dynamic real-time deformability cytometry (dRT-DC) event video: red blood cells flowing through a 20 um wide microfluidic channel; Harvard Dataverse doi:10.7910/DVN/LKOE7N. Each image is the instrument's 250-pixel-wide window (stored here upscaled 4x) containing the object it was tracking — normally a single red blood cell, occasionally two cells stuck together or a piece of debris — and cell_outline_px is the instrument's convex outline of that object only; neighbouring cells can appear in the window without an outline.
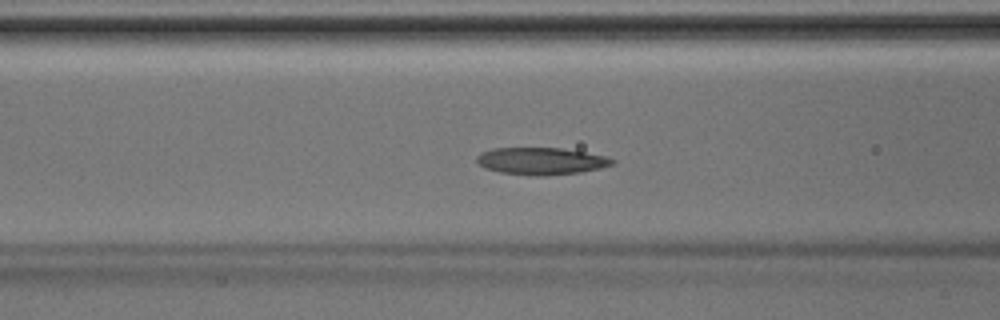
{"species": "Egyptian fruit bat (a non-hibernating species)", "species_latin": "Rousettus aegyptiacus", "temperature_condition": "room temperature", "stored_images_in_passage": 43, "camera_frame_rate_fps": 3000, "um_per_image_px": 0.085, "animal": {"sex": "male"}, "frame": {"image": 1, "passage_image": 17, "time_ms": 5.333, "image_size_px": [1000, 320], "cell_outline_px": [[616, 164], [600, 168], [580, 172], [540, 176], [536, 176], [500, 172], [484, 168], [476, 164], [476, 156], [480, 152], [492, 148], [560, 148], [584, 152], [604, 156], [616, 160]], "centroid_in_image_um": [45.95, 13.69], "position_along_channel_um": 120.6, "area_um2": 21.5}}
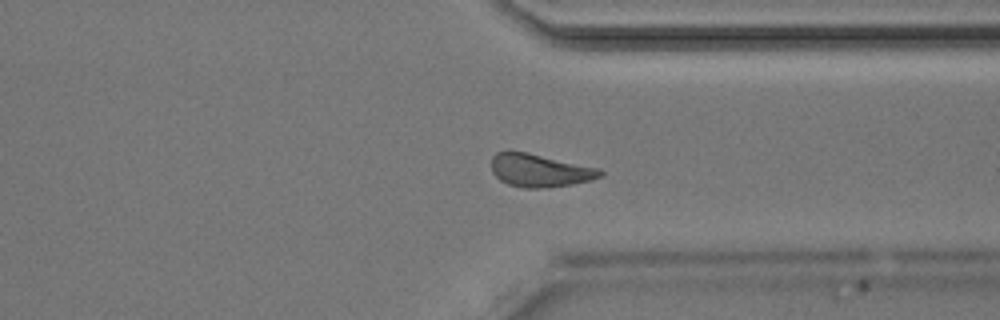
{"frame": {"image": 2, "passage_image": 33, "time_ms": 10.667, "image_size_px": [1000, 320], "cell_outline_px": [[604, 176], [592, 180], [572, 184], [548, 188], [524, 188], [508, 184], [500, 180], [492, 172], [492, 156], [496, 152], [508, 148], [600, 168], [604, 172]], "centroid_in_image_um": [45.87, 14.47], "position_along_channel_um": 365.5, "area_um2": 21.39}}
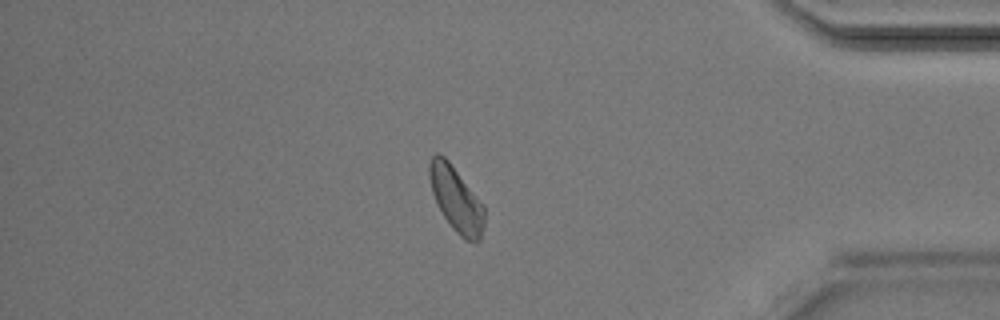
{"frame": {"image": 3, "passage_image": 37, "time_ms": 12.0, "image_size_px": [1000, 320], "cell_outline_px": [[484, 228], [480, 240], [476, 244], [464, 240], [452, 228], [444, 216], [432, 192], [428, 176], [428, 164], [432, 156], [436, 152], [440, 152], [448, 160], [484, 204]], "centroid_in_image_um": [38.78, 16.94], "position_along_channel_um": 396.4, "area_um2": 21.04}}